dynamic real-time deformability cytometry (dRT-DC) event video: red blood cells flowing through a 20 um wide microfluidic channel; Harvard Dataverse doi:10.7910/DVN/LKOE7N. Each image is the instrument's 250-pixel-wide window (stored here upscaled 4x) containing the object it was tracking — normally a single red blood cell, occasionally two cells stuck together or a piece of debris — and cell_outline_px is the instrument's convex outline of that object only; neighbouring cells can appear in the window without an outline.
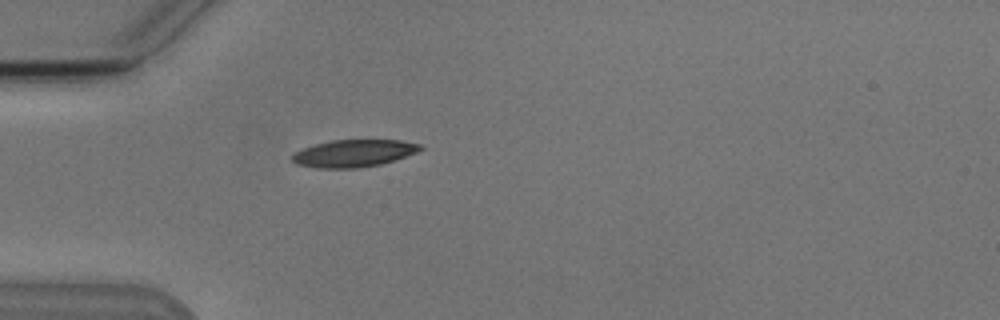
{"species": "Egyptian fruit bat (a non-hibernating species)", "species_latin": "Rousettus aegyptiacus", "temperature_condition": "cold", "stored_images_in_passage": 3, "camera_frame_rate_fps": 3000, "um_per_image_px": 0.085, "animal": {"sex": "male"}, "frame": {"image": 1, "passage_image": 3, "time_ms": 3.333, "image_size_px": [1000, 320], "cell_outline_px": [[424, 148], [416, 152], [380, 164], [356, 168], [316, 168], [296, 164], [292, 160], [292, 156], [296, 152], [304, 148], [316, 144], [332, 140], [400, 140], [420, 144]], "centroid_in_image_um": [30.05, 13.03], "position_along_channel_um": 54.9, "area_um2": 20.06}}